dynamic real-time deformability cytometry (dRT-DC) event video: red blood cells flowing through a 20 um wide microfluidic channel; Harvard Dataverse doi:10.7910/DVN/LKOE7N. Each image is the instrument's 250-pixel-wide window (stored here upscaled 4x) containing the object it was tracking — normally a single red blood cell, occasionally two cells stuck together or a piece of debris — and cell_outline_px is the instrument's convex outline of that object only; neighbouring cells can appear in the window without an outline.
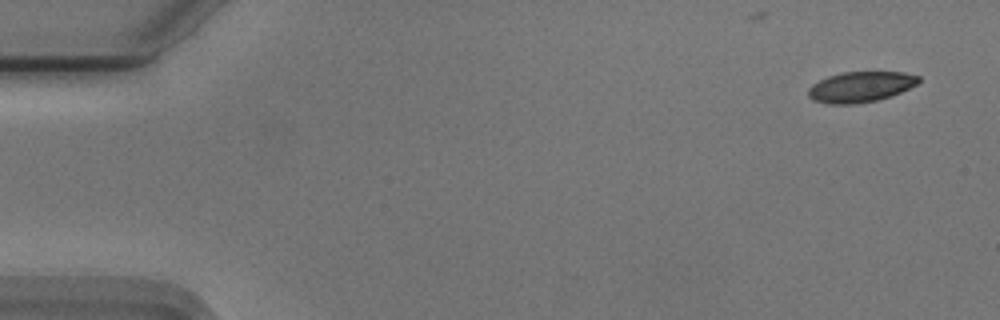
{"species": "Egyptian fruit bat (a non-hibernating species)", "species_latin": "Rousettus aegyptiacus", "temperature_condition": "cold", "stored_images_in_passage": 14, "camera_frame_rate_fps": 3000, "um_per_image_px": 0.085, "animal": {"sex": "male"}, "frame": {"image": 1, "passage_image": 1, "time_ms": 0.0, "image_size_px": [1000, 320], "cell_outline_px": [[920, 80], [916, 84], [892, 96], [880, 100], [856, 104], [828, 104], [812, 100], [808, 96], [808, 88], [812, 84], [828, 76], [840, 72], [904, 72], [920, 76]], "centroid_in_image_um": [73.13, 7.39], "position_along_channel_um": 11.9, "area_um2": 19.83}}
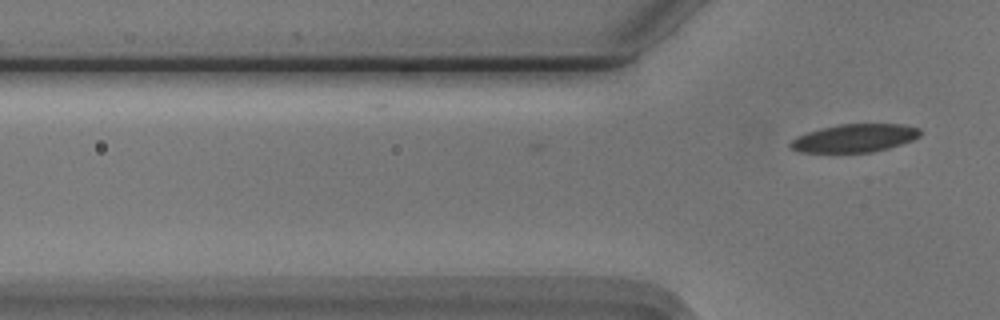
{"frame": {"image": 2, "passage_image": 14, "time_ms": 4.333, "image_size_px": [1000, 320], "cell_outline_px": [[920, 136], [912, 140], [888, 148], [872, 152], [800, 152], [792, 148], [788, 144], [796, 136], [820, 128], [840, 124], [900, 124], [920, 128]], "centroid_in_image_um": [72.63, 11.73], "position_along_channel_um": 53.2, "area_um2": 21.1}}